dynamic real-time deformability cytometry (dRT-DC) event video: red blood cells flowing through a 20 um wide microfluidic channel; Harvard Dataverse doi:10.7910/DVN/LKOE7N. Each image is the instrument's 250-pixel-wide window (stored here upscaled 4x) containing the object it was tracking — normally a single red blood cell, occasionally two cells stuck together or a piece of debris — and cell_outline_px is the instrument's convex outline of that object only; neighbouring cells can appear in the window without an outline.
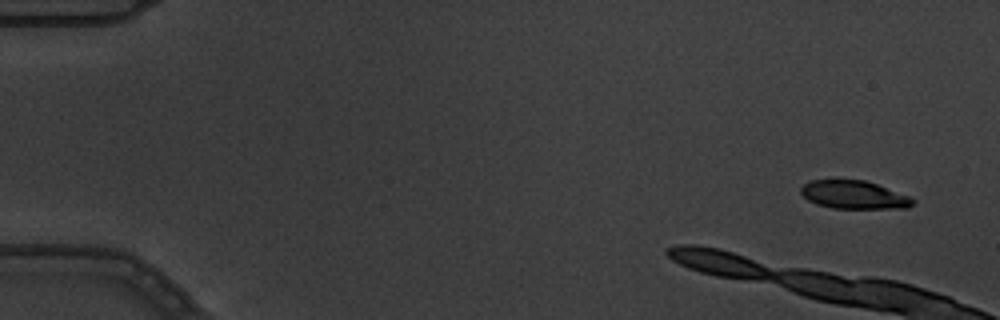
{"species": "common noctule bat (a hibernating species)", "species_latin": "Nyctalus noctula", "temperature_condition": "warm", "stored_images_in_passage": 6, "camera_frame_rate_fps": 3000, "um_per_image_px": 0.085, "animal": {"sex": "male", "body_mass_g": 19.5, "forearm_length_mm": 54.6}, "frame": {"image": 1, "passage_image": 1, "time_ms": 0.0, "image_size_px": [1000, 320], "cell_outline_px": [[916, 204], [908, 208], [832, 208], [816, 204], [808, 200], [800, 192], [800, 188], [804, 184], [812, 180], [864, 180], [876, 184], [908, 196], [916, 200]], "centroid_in_image_um": [72.59, 16.57], "position_along_channel_um": 12.4, "area_um2": 18.26}}
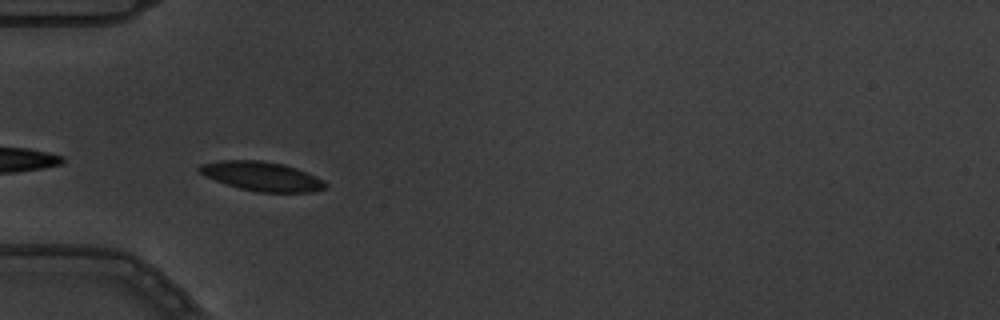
{"frame": {"image": 2, "passage_image": 5, "time_ms": 1.333, "image_size_px": [1000, 320], "cell_outline_px": [[328, 184], [324, 188], [312, 192], [256, 192], [240, 188], [204, 176], [196, 168], [200, 164], [216, 160], [260, 160], [284, 164], [308, 172], [324, 180]], "centroid_in_image_um": [22.25, 14.97], "position_along_channel_um": 62.7, "area_um2": 21.56}}